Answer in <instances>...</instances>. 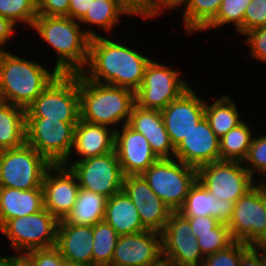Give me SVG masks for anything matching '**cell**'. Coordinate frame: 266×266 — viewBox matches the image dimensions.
<instances>
[{
    "instance_id": "obj_1",
    "label": "cell",
    "mask_w": 266,
    "mask_h": 266,
    "mask_svg": "<svg viewBox=\"0 0 266 266\" xmlns=\"http://www.w3.org/2000/svg\"><path fill=\"white\" fill-rule=\"evenodd\" d=\"M106 37L98 35L90 38L87 64L80 73L90 81L136 92L151 58Z\"/></svg>"
},
{
    "instance_id": "obj_2",
    "label": "cell",
    "mask_w": 266,
    "mask_h": 266,
    "mask_svg": "<svg viewBox=\"0 0 266 266\" xmlns=\"http://www.w3.org/2000/svg\"><path fill=\"white\" fill-rule=\"evenodd\" d=\"M80 25L68 16L38 15L31 27L55 51V69L60 74L80 73L87 64L90 38L98 34Z\"/></svg>"
},
{
    "instance_id": "obj_3",
    "label": "cell",
    "mask_w": 266,
    "mask_h": 266,
    "mask_svg": "<svg viewBox=\"0 0 266 266\" xmlns=\"http://www.w3.org/2000/svg\"><path fill=\"white\" fill-rule=\"evenodd\" d=\"M35 59H23L10 51L0 55V101L25 110L42 91L60 74Z\"/></svg>"
},
{
    "instance_id": "obj_4",
    "label": "cell",
    "mask_w": 266,
    "mask_h": 266,
    "mask_svg": "<svg viewBox=\"0 0 266 266\" xmlns=\"http://www.w3.org/2000/svg\"><path fill=\"white\" fill-rule=\"evenodd\" d=\"M80 119L117 130V124H128L135 92L118 86L90 81L79 73ZM111 126V127H110ZM113 127V128H112Z\"/></svg>"
},
{
    "instance_id": "obj_5",
    "label": "cell",
    "mask_w": 266,
    "mask_h": 266,
    "mask_svg": "<svg viewBox=\"0 0 266 266\" xmlns=\"http://www.w3.org/2000/svg\"><path fill=\"white\" fill-rule=\"evenodd\" d=\"M26 117L67 123L80 120L79 73L59 74L26 109Z\"/></svg>"
},
{
    "instance_id": "obj_6",
    "label": "cell",
    "mask_w": 266,
    "mask_h": 266,
    "mask_svg": "<svg viewBox=\"0 0 266 266\" xmlns=\"http://www.w3.org/2000/svg\"><path fill=\"white\" fill-rule=\"evenodd\" d=\"M149 187L172 211H178L197 180V168L175 159H159L143 174Z\"/></svg>"
},
{
    "instance_id": "obj_7",
    "label": "cell",
    "mask_w": 266,
    "mask_h": 266,
    "mask_svg": "<svg viewBox=\"0 0 266 266\" xmlns=\"http://www.w3.org/2000/svg\"><path fill=\"white\" fill-rule=\"evenodd\" d=\"M47 117H26V143L51 165L69 162L72 155L75 127Z\"/></svg>"
},
{
    "instance_id": "obj_8",
    "label": "cell",
    "mask_w": 266,
    "mask_h": 266,
    "mask_svg": "<svg viewBox=\"0 0 266 266\" xmlns=\"http://www.w3.org/2000/svg\"><path fill=\"white\" fill-rule=\"evenodd\" d=\"M59 220L45 208L37 213L9 219L1 228L12 249L21 258L35 249L51 248L56 245Z\"/></svg>"
},
{
    "instance_id": "obj_9",
    "label": "cell",
    "mask_w": 266,
    "mask_h": 266,
    "mask_svg": "<svg viewBox=\"0 0 266 266\" xmlns=\"http://www.w3.org/2000/svg\"><path fill=\"white\" fill-rule=\"evenodd\" d=\"M51 164L27 143L19 148L0 150V187L29 190L42 188Z\"/></svg>"
},
{
    "instance_id": "obj_10",
    "label": "cell",
    "mask_w": 266,
    "mask_h": 266,
    "mask_svg": "<svg viewBox=\"0 0 266 266\" xmlns=\"http://www.w3.org/2000/svg\"><path fill=\"white\" fill-rule=\"evenodd\" d=\"M179 71L151 59L145 68L142 84L135 92L136 105L162 111L180 97L191 86Z\"/></svg>"
},
{
    "instance_id": "obj_11",
    "label": "cell",
    "mask_w": 266,
    "mask_h": 266,
    "mask_svg": "<svg viewBox=\"0 0 266 266\" xmlns=\"http://www.w3.org/2000/svg\"><path fill=\"white\" fill-rule=\"evenodd\" d=\"M254 179L239 161L218 160L197 169V180L216 200L235 203L256 185Z\"/></svg>"
},
{
    "instance_id": "obj_12",
    "label": "cell",
    "mask_w": 266,
    "mask_h": 266,
    "mask_svg": "<svg viewBox=\"0 0 266 266\" xmlns=\"http://www.w3.org/2000/svg\"><path fill=\"white\" fill-rule=\"evenodd\" d=\"M63 165L76 175L79 188L110 198L123 190L124 174L116 151Z\"/></svg>"
},
{
    "instance_id": "obj_13",
    "label": "cell",
    "mask_w": 266,
    "mask_h": 266,
    "mask_svg": "<svg viewBox=\"0 0 266 266\" xmlns=\"http://www.w3.org/2000/svg\"><path fill=\"white\" fill-rule=\"evenodd\" d=\"M227 225L233 241L251 246L266 243V209L260 182L234 203Z\"/></svg>"
},
{
    "instance_id": "obj_14",
    "label": "cell",
    "mask_w": 266,
    "mask_h": 266,
    "mask_svg": "<svg viewBox=\"0 0 266 266\" xmlns=\"http://www.w3.org/2000/svg\"><path fill=\"white\" fill-rule=\"evenodd\" d=\"M162 258L176 266H201L204 256L189 221L173 211L161 232Z\"/></svg>"
},
{
    "instance_id": "obj_15",
    "label": "cell",
    "mask_w": 266,
    "mask_h": 266,
    "mask_svg": "<svg viewBox=\"0 0 266 266\" xmlns=\"http://www.w3.org/2000/svg\"><path fill=\"white\" fill-rule=\"evenodd\" d=\"M42 188L44 208L58 220L65 219L80 189L76 175L63 164L51 165L44 174Z\"/></svg>"
},
{
    "instance_id": "obj_16",
    "label": "cell",
    "mask_w": 266,
    "mask_h": 266,
    "mask_svg": "<svg viewBox=\"0 0 266 266\" xmlns=\"http://www.w3.org/2000/svg\"><path fill=\"white\" fill-rule=\"evenodd\" d=\"M123 190L136 206L144 228L161 233L173 211L154 193L143 176H125Z\"/></svg>"
},
{
    "instance_id": "obj_17",
    "label": "cell",
    "mask_w": 266,
    "mask_h": 266,
    "mask_svg": "<svg viewBox=\"0 0 266 266\" xmlns=\"http://www.w3.org/2000/svg\"><path fill=\"white\" fill-rule=\"evenodd\" d=\"M161 233L145 230L121 235L111 264L117 266H154L162 260Z\"/></svg>"
},
{
    "instance_id": "obj_18",
    "label": "cell",
    "mask_w": 266,
    "mask_h": 266,
    "mask_svg": "<svg viewBox=\"0 0 266 266\" xmlns=\"http://www.w3.org/2000/svg\"><path fill=\"white\" fill-rule=\"evenodd\" d=\"M160 112L171 143L176 148L205 117V101L190 87Z\"/></svg>"
},
{
    "instance_id": "obj_19",
    "label": "cell",
    "mask_w": 266,
    "mask_h": 266,
    "mask_svg": "<svg viewBox=\"0 0 266 266\" xmlns=\"http://www.w3.org/2000/svg\"><path fill=\"white\" fill-rule=\"evenodd\" d=\"M115 151L124 176L142 175L159 160L144 135L128 124L115 131Z\"/></svg>"
},
{
    "instance_id": "obj_20",
    "label": "cell",
    "mask_w": 266,
    "mask_h": 266,
    "mask_svg": "<svg viewBox=\"0 0 266 266\" xmlns=\"http://www.w3.org/2000/svg\"><path fill=\"white\" fill-rule=\"evenodd\" d=\"M219 140L204 117L175 148L174 158L198 169L220 160Z\"/></svg>"
},
{
    "instance_id": "obj_21",
    "label": "cell",
    "mask_w": 266,
    "mask_h": 266,
    "mask_svg": "<svg viewBox=\"0 0 266 266\" xmlns=\"http://www.w3.org/2000/svg\"><path fill=\"white\" fill-rule=\"evenodd\" d=\"M55 247L65 262L93 266V226L59 220Z\"/></svg>"
},
{
    "instance_id": "obj_22",
    "label": "cell",
    "mask_w": 266,
    "mask_h": 266,
    "mask_svg": "<svg viewBox=\"0 0 266 266\" xmlns=\"http://www.w3.org/2000/svg\"><path fill=\"white\" fill-rule=\"evenodd\" d=\"M128 125L144 135L152 151L159 159H172L175 148L165 129L163 117L159 110L144 109L134 105Z\"/></svg>"
},
{
    "instance_id": "obj_23",
    "label": "cell",
    "mask_w": 266,
    "mask_h": 266,
    "mask_svg": "<svg viewBox=\"0 0 266 266\" xmlns=\"http://www.w3.org/2000/svg\"><path fill=\"white\" fill-rule=\"evenodd\" d=\"M72 150L79 155L78 160L115 151V130L80 119L75 127Z\"/></svg>"
},
{
    "instance_id": "obj_24",
    "label": "cell",
    "mask_w": 266,
    "mask_h": 266,
    "mask_svg": "<svg viewBox=\"0 0 266 266\" xmlns=\"http://www.w3.org/2000/svg\"><path fill=\"white\" fill-rule=\"evenodd\" d=\"M44 208L43 188L20 190L0 187V228L9 220Z\"/></svg>"
},
{
    "instance_id": "obj_25",
    "label": "cell",
    "mask_w": 266,
    "mask_h": 266,
    "mask_svg": "<svg viewBox=\"0 0 266 266\" xmlns=\"http://www.w3.org/2000/svg\"><path fill=\"white\" fill-rule=\"evenodd\" d=\"M104 220L121 236L145 231L136 206L124 190L107 200Z\"/></svg>"
},
{
    "instance_id": "obj_26",
    "label": "cell",
    "mask_w": 266,
    "mask_h": 266,
    "mask_svg": "<svg viewBox=\"0 0 266 266\" xmlns=\"http://www.w3.org/2000/svg\"><path fill=\"white\" fill-rule=\"evenodd\" d=\"M26 143V110L0 101V150Z\"/></svg>"
},
{
    "instance_id": "obj_27",
    "label": "cell",
    "mask_w": 266,
    "mask_h": 266,
    "mask_svg": "<svg viewBox=\"0 0 266 266\" xmlns=\"http://www.w3.org/2000/svg\"><path fill=\"white\" fill-rule=\"evenodd\" d=\"M107 200L103 195L79 189L76 203L64 220L73 225L93 226L104 220Z\"/></svg>"
},
{
    "instance_id": "obj_28",
    "label": "cell",
    "mask_w": 266,
    "mask_h": 266,
    "mask_svg": "<svg viewBox=\"0 0 266 266\" xmlns=\"http://www.w3.org/2000/svg\"><path fill=\"white\" fill-rule=\"evenodd\" d=\"M239 115L236 103L227 95L223 94L211 104L205 102V118L219 139L243 122Z\"/></svg>"
},
{
    "instance_id": "obj_29",
    "label": "cell",
    "mask_w": 266,
    "mask_h": 266,
    "mask_svg": "<svg viewBox=\"0 0 266 266\" xmlns=\"http://www.w3.org/2000/svg\"><path fill=\"white\" fill-rule=\"evenodd\" d=\"M250 128L243 121L220 138V160L243 162L254 137Z\"/></svg>"
},
{
    "instance_id": "obj_30",
    "label": "cell",
    "mask_w": 266,
    "mask_h": 266,
    "mask_svg": "<svg viewBox=\"0 0 266 266\" xmlns=\"http://www.w3.org/2000/svg\"><path fill=\"white\" fill-rule=\"evenodd\" d=\"M122 15L126 14L121 10L118 0H94L78 22L86 26H98L108 34L120 23Z\"/></svg>"
},
{
    "instance_id": "obj_31",
    "label": "cell",
    "mask_w": 266,
    "mask_h": 266,
    "mask_svg": "<svg viewBox=\"0 0 266 266\" xmlns=\"http://www.w3.org/2000/svg\"><path fill=\"white\" fill-rule=\"evenodd\" d=\"M223 0H190L183 12V25L189 35L201 32L216 16Z\"/></svg>"
},
{
    "instance_id": "obj_32",
    "label": "cell",
    "mask_w": 266,
    "mask_h": 266,
    "mask_svg": "<svg viewBox=\"0 0 266 266\" xmlns=\"http://www.w3.org/2000/svg\"><path fill=\"white\" fill-rule=\"evenodd\" d=\"M119 236L105 220L93 225V266L111 264Z\"/></svg>"
},
{
    "instance_id": "obj_33",
    "label": "cell",
    "mask_w": 266,
    "mask_h": 266,
    "mask_svg": "<svg viewBox=\"0 0 266 266\" xmlns=\"http://www.w3.org/2000/svg\"><path fill=\"white\" fill-rule=\"evenodd\" d=\"M216 199L196 180L190 187L184 205L178 210L183 216L214 217Z\"/></svg>"
},
{
    "instance_id": "obj_34",
    "label": "cell",
    "mask_w": 266,
    "mask_h": 266,
    "mask_svg": "<svg viewBox=\"0 0 266 266\" xmlns=\"http://www.w3.org/2000/svg\"><path fill=\"white\" fill-rule=\"evenodd\" d=\"M251 0H223L215 18L201 31L223 27L233 23L237 33L243 35V17Z\"/></svg>"
},
{
    "instance_id": "obj_35",
    "label": "cell",
    "mask_w": 266,
    "mask_h": 266,
    "mask_svg": "<svg viewBox=\"0 0 266 266\" xmlns=\"http://www.w3.org/2000/svg\"><path fill=\"white\" fill-rule=\"evenodd\" d=\"M0 16L10 19L16 25L24 23L31 29L38 16L35 0H0Z\"/></svg>"
},
{
    "instance_id": "obj_36",
    "label": "cell",
    "mask_w": 266,
    "mask_h": 266,
    "mask_svg": "<svg viewBox=\"0 0 266 266\" xmlns=\"http://www.w3.org/2000/svg\"><path fill=\"white\" fill-rule=\"evenodd\" d=\"M197 242L204 257L226 249L234 241L227 224L220 223L212 232L197 234Z\"/></svg>"
},
{
    "instance_id": "obj_37",
    "label": "cell",
    "mask_w": 266,
    "mask_h": 266,
    "mask_svg": "<svg viewBox=\"0 0 266 266\" xmlns=\"http://www.w3.org/2000/svg\"><path fill=\"white\" fill-rule=\"evenodd\" d=\"M242 164L248 172L255 178V172L262 173V177L266 178V134L260 137H253L247 155Z\"/></svg>"
},
{
    "instance_id": "obj_38",
    "label": "cell",
    "mask_w": 266,
    "mask_h": 266,
    "mask_svg": "<svg viewBox=\"0 0 266 266\" xmlns=\"http://www.w3.org/2000/svg\"><path fill=\"white\" fill-rule=\"evenodd\" d=\"M251 247L234 241L226 249L207 255L201 266H239L241 256Z\"/></svg>"
},
{
    "instance_id": "obj_39",
    "label": "cell",
    "mask_w": 266,
    "mask_h": 266,
    "mask_svg": "<svg viewBox=\"0 0 266 266\" xmlns=\"http://www.w3.org/2000/svg\"><path fill=\"white\" fill-rule=\"evenodd\" d=\"M20 259L27 266H63L65 263L64 258L55 246L35 249L25 253Z\"/></svg>"
},
{
    "instance_id": "obj_40",
    "label": "cell",
    "mask_w": 266,
    "mask_h": 266,
    "mask_svg": "<svg viewBox=\"0 0 266 266\" xmlns=\"http://www.w3.org/2000/svg\"><path fill=\"white\" fill-rule=\"evenodd\" d=\"M263 26H266V0H251L244 12L243 35Z\"/></svg>"
},
{
    "instance_id": "obj_41",
    "label": "cell",
    "mask_w": 266,
    "mask_h": 266,
    "mask_svg": "<svg viewBox=\"0 0 266 266\" xmlns=\"http://www.w3.org/2000/svg\"><path fill=\"white\" fill-rule=\"evenodd\" d=\"M121 10L127 15L146 19L156 18V0H118Z\"/></svg>"
},
{
    "instance_id": "obj_42",
    "label": "cell",
    "mask_w": 266,
    "mask_h": 266,
    "mask_svg": "<svg viewBox=\"0 0 266 266\" xmlns=\"http://www.w3.org/2000/svg\"><path fill=\"white\" fill-rule=\"evenodd\" d=\"M245 40L248 47H250V54L253 59H257L266 63V26L259 27L249 32H246Z\"/></svg>"
},
{
    "instance_id": "obj_43",
    "label": "cell",
    "mask_w": 266,
    "mask_h": 266,
    "mask_svg": "<svg viewBox=\"0 0 266 266\" xmlns=\"http://www.w3.org/2000/svg\"><path fill=\"white\" fill-rule=\"evenodd\" d=\"M38 15L68 16L69 0H35Z\"/></svg>"
},
{
    "instance_id": "obj_44",
    "label": "cell",
    "mask_w": 266,
    "mask_h": 266,
    "mask_svg": "<svg viewBox=\"0 0 266 266\" xmlns=\"http://www.w3.org/2000/svg\"><path fill=\"white\" fill-rule=\"evenodd\" d=\"M190 224L192 234L197 238V234H205L212 232L220 222L212 216H184Z\"/></svg>"
},
{
    "instance_id": "obj_45",
    "label": "cell",
    "mask_w": 266,
    "mask_h": 266,
    "mask_svg": "<svg viewBox=\"0 0 266 266\" xmlns=\"http://www.w3.org/2000/svg\"><path fill=\"white\" fill-rule=\"evenodd\" d=\"M234 202L230 200H216L214 217L220 223L228 224L233 214Z\"/></svg>"
},
{
    "instance_id": "obj_46",
    "label": "cell",
    "mask_w": 266,
    "mask_h": 266,
    "mask_svg": "<svg viewBox=\"0 0 266 266\" xmlns=\"http://www.w3.org/2000/svg\"><path fill=\"white\" fill-rule=\"evenodd\" d=\"M94 0H69L68 17L79 21L90 9Z\"/></svg>"
},
{
    "instance_id": "obj_47",
    "label": "cell",
    "mask_w": 266,
    "mask_h": 266,
    "mask_svg": "<svg viewBox=\"0 0 266 266\" xmlns=\"http://www.w3.org/2000/svg\"><path fill=\"white\" fill-rule=\"evenodd\" d=\"M16 24H14L10 19L0 16V50L2 52L6 51V44L9 39L13 36L14 30L16 29Z\"/></svg>"
},
{
    "instance_id": "obj_48",
    "label": "cell",
    "mask_w": 266,
    "mask_h": 266,
    "mask_svg": "<svg viewBox=\"0 0 266 266\" xmlns=\"http://www.w3.org/2000/svg\"><path fill=\"white\" fill-rule=\"evenodd\" d=\"M239 266H265L262 255L251 246L240 258Z\"/></svg>"
},
{
    "instance_id": "obj_49",
    "label": "cell",
    "mask_w": 266,
    "mask_h": 266,
    "mask_svg": "<svg viewBox=\"0 0 266 266\" xmlns=\"http://www.w3.org/2000/svg\"><path fill=\"white\" fill-rule=\"evenodd\" d=\"M190 0H156V17L160 16L167 9L183 6L185 12L189 6ZM164 9V10H163Z\"/></svg>"
},
{
    "instance_id": "obj_50",
    "label": "cell",
    "mask_w": 266,
    "mask_h": 266,
    "mask_svg": "<svg viewBox=\"0 0 266 266\" xmlns=\"http://www.w3.org/2000/svg\"><path fill=\"white\" fill-rule=\"evenodd\" d=\"M261 255L266 266V243H261L253 246Z\"/></svg>"
},
{
    "instance_id": "obj_51",
    "label": "cell",
    "mask_w": 266,
    "mask_h": 266,
    "mask_svg": "<svg viewBox=\"0 0 266 266\" xmlns=\"http://www.w3.org/2000/svg\"><path fill=\"white\" fill-rule=\"evenodd\" d=\"M15 256H0V266H11L12 260Z\"/></svg>"
},
{
    "instance_id": "obj_52",
    "label": "cell",
    "mask_w": 266,
    "mask_h": 266,
    "mask_svg": "<svg viewBox=\"0 0 266 266\" xmlns=\"http://www.w3.org/2000/svg\"><path fill=\"white\" fill-rule=\"evenodd\" d=\"M262 182H263V180L260 181V191L263 195L264 205H265V209H266V180L263 183Z\"/></svg>"
},
{
    "instance_id": "obj_53",
    "label": "cell",
    "mask_w": 266,
    "mask_h": 266,
    "mask_svg": "<svg viewBox=\"0 0 266 266\" xmlns=\"http://www.w3.org/2000/svg\"><path fill=\"white\" fill-rule=\"evenodd\" d=\"M11 266H27L20 258H14L11 262Z\"/></svg>"
},
{
    "instance_id": "obj_54",
    "label": "cell",
    "mask_w": 266,
    "mask_h": 266,
    "mask_svg": "<svg viewBox=\"0 0 266 266\" xmlns=\"http://www.w3.org/2000/svg\"><path fill=\"white\" fill-rule=\"evenodd\" d=\"M154 266H176V265L162 259L158 264Z\"/></svg>"
},
{
    "instance_id": "obj_55",
    "label": "cell",
    "mask_w": 266,
    "mask_h": 266,
    "mask_svg": "<svg viewBox=\"0 0 266 266\" xmlns=\"http://www.w3.org/2000/svg\"><path fill=\"white\" fill-rule=\"evenodd\" d=\"M63 266H84V265H77V264L65 262Z\"/></svg>"
}]
</instances>
